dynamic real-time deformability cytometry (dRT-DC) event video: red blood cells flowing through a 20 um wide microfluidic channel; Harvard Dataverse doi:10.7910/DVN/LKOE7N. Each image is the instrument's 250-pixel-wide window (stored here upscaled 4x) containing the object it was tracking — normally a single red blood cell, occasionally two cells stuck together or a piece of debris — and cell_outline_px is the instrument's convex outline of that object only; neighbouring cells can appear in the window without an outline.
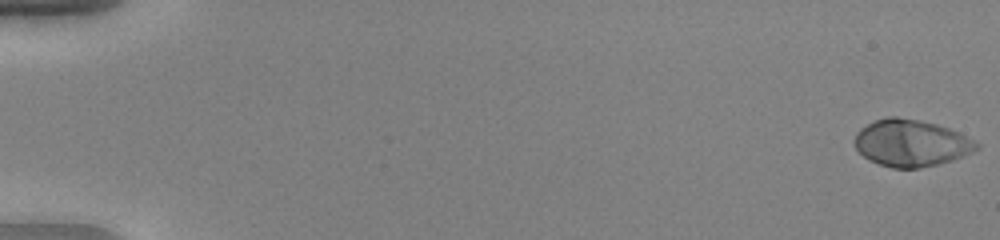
{"species": "human", "species_latin": "Homo sapiens", "temperature_condition": "warm", "stored_images_in_passage": 53, "camera_frame_rate_fps": 3000, "um_per_image_px": 0.085, "donor": {"sex": "female"}, "frame": {"image": 1, "passage_image": 1, "time_ms": 0.0, "image_size_px": [1000, 240], "cell_outline_px": [[980, 148], [964, 156], [952, 160], [920, 168], [892, 168], [868, 160], [856, 148], [852, 140], [856, 132], [860, 128], [876, 120], [888, 116], [896, 116], [920, 120], [936, 124], [960, 132], [980, 144]], "centroid_in_image_um": [77.43, 12.15], "position_along_channel_um": 7.6, "area_um2": 33.47}}
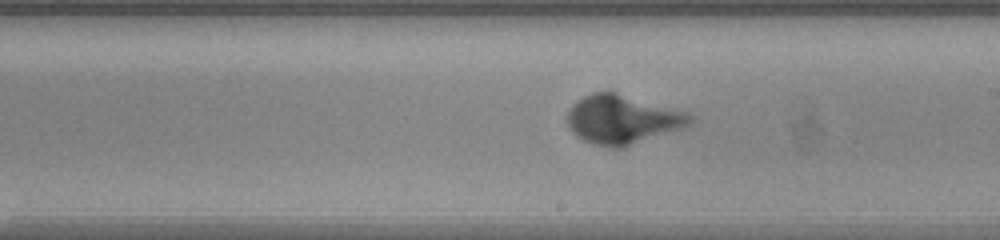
{"frame": {"image": 2, "passage_image": 32, "time_ms": 10.333, "image_size_px": [1000, 240], "cell_outline_px": [[692, 120], [684, 128], [624, 148], [612, 148], [596, 144], [584, 140], [576, 136], [568, 128], [568, 112], [584, 96], [592, 92], [616, 92], [688, 112], [692, 116]], "centroid_in_image_um": [52.94, 10.17], "position_along_channel_um": 236.1, "area_um2": 34.85}}
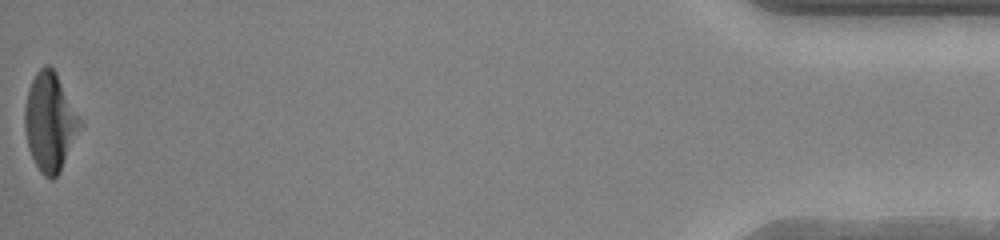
{"frame": {"image": 3, "passage_image": 53, "time_ms": 17.333, "image_size_px": [1000, 240], "cell_outline_px": [[80, 120], [60, 172], [52, 180], [48, 180], [40, 172], [28, 148], [24, 128], [24, 108], [28, 88], [36, 72], [44, 64], [48, 64], [56, 72]], "centroid_in_image_um": [4.16, 10.35], "position_along_channel_um": 431.0, "area_um2": 30.69}}